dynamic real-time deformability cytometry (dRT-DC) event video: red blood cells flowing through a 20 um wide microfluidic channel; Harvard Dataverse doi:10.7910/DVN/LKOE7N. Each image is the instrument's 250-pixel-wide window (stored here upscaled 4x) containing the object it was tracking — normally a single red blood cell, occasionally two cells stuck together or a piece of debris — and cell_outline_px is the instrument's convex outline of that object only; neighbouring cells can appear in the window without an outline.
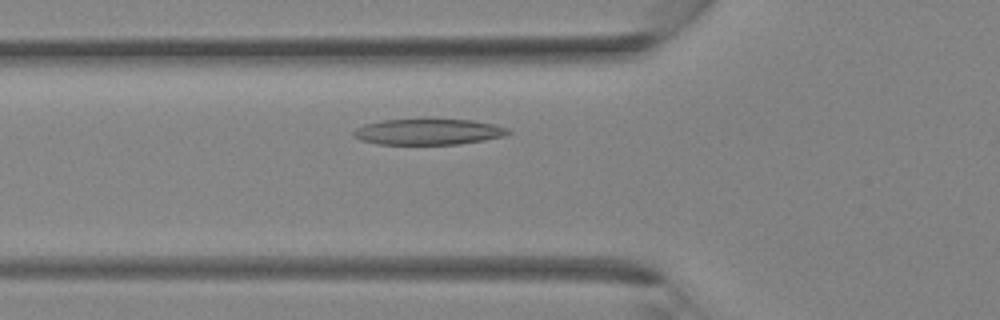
{"species": "Egyptian fruit bat (a non-hibernating species)", "species_latin": "Rousettus aegyptiacus", "temperature_condition": "room temperature", "stored_images_in_passage": 32, "camera_frame_rate_fps": 3000, "um_per_image_px": 0.085, "animal": {"sex": "female"}, "frame": {"image": 1, "passage_image": 8, "time_ms": 2.333, "image_size_px": [1000, 320], "cell_outline_px": [[512, 132], [504, 136], [484, 140], [460, 144], [376, 144], [360, 140], [352, 136], [352, 132], [356, 128], [364, 124], [384, 120], [424, 116], [432, 116], [472, 120], [492, 124], [508, 128]], "centroid_in_image_um": [36.38, 11.15], "position_along_channel_um": 89.4, "area_um2": 24.57}}
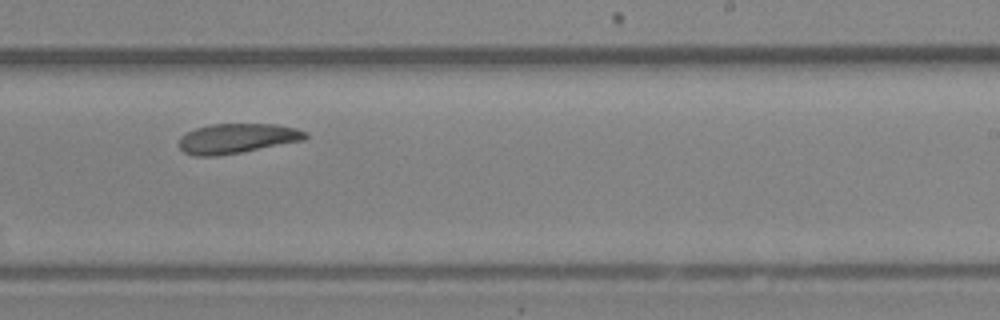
{"frame": {"image": 2, "passage_image": 18, "time_ms": 5.667, "image_size_px": [1000, 320], "cell_outline_px": [[308, 136], [304, 140], [240, 152], [216, 156], [196, 156], [184, 152], [180, 148], [180, 136], [196, 128], [212, 124], [276, 124], [296, 128], [308, 132]], "centroid_in_image_um": [20.16, 11.76], "position_along_channel_um": 268.8, "area_um2": 21.79}}
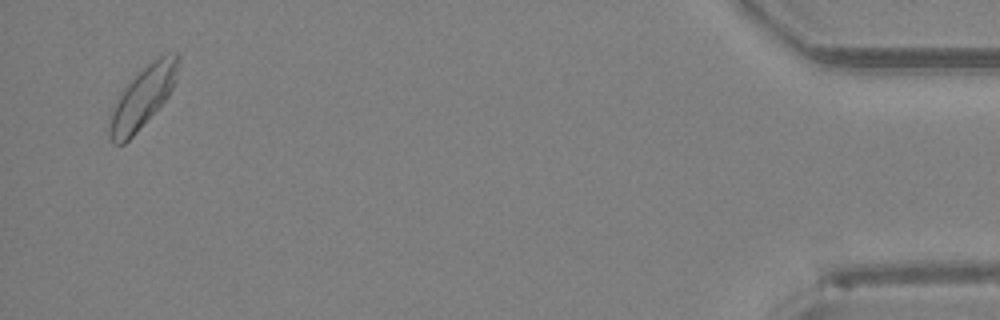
{"frame": {"image": 3, "passage_image": 31, "time_ms": 10.0, "image_size_px": [1000, 320], "cell_outline_px": [[180, 60], [176, 80], [168, 96], [136, 132], [124, 144], [112, 144], [108, 136], [108, 120], [112, 108], [120, 92], [136, 72], [152, 60], [160, 56], [176, 52], [180, 52]], "centroid_in_image_um": [12.1, 8.24], "position_along_channel_um": 423.1, "area_um2": 24.68}}